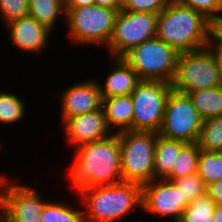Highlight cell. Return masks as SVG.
I'll return each instance as SVG.
<instances>
[{
  "instance_id": "obj_1",
  "label": "cell",
  "mask_w": 222,
  "mask_h": 222,
  "mask_svg": "<svg viewBox=\"0 0 222 222\" xmlns=\"http://www.w3.org/2000/svg\"><path fill=\"white\" fill-rule=\"evenodd\" d=\"M74 151L67 177L75 195L83 188L122 182L121 148L117 133L79 145Z\"/></svg>"
},
{
  "instance_id": "obj_2",
  "label": "cell",
  "mask_w": 222,
  "mask_h": 222,
  "mask_svg": "<svg viewBox=\"0 0 222 222\" xmlns=\"http://www.w3.org/2000/svg\"><path fill=\"white\" fill-rule=\"evenodd\" d=\"M211 21L174 0L158 14L156 37L178 53L197 51L210 43Z\"/></svg>"
},
{
  "instance_id": "obj_3",
  "label": "cell",
  "mask_w": 222,
  "mask_h": 222,
  "mask_svg": "<svg viewBox=\"0 0 222 222\" xmlns=\"http://www.w3.org/2000/svg\"><path fill=\"white\" fill-rule=\"evenodd\" d=\"M76 194L85 222H115L136 207L142 210V185L135 182L83 188Z\"/></svg>"
},
{
  "instance_id": "obj_4",
  "label": "cell",
  "mask_w": 222,
  "mask_h": 222,
  "mask_svg": "<svg viewBox=\"0 0 222 222\" xmlns=\"http://www.w3.org/2000/svg\"><path fill=\"white\" fill-rule=\"evenodd\" d=\"M117 134L121 148L122 181L144 185L154 180V153L158 133L130 130Z\"/></svg>"
},
{
  "instance_id": "obj_5",
  "label": "cell",
  "mask_w": 222,
  "mask_h": 222,
  "mask_svg": "<svg viewBox=\"0 0 222 222\" xmlns=\"http://www.w3.org/2000/svg\"><path fill=\"white\" fill-rule=\"evenodd\" d=\"M118 11L96 4L65 8L63 20L67 23L70 43L80 45H98L107 47Z\"/></svg>"
},
{
  "instance_id": "obj_6",
  "label": "cell",
  "mask_w": 222,
  "mask_h": 222,
  "mask_svg": "<svg viewBox=\"0 0 222 222\" xmlns=\"http://www.w3.org/2000/svg\"><path fill=\"white\" fill-rule=\"evenodd\" d=\"M179 53L154 37L132 48L122 58L135 70L140 80L171 83Z\"/></svg>"
},
{
  "instance_id": "obj_7",
  "label": "cell",
  "mask_w": 222,
  "mask_h": 222,
  "mask_svg": "<svg viewBox=\"0 0 222 222\" xmlns=\"http://www.w3.org/2000/svg\"><path fill=\"white\" fill-rule=\"evenodd\" d=\"M219 86L217 63L208 47L179 53L175 75L171 82L172 90L187 94L195 90Z\"/></svg>"
},
{
  "instance_id": "obj_8",
  "label": "cell",
  "mask_w": 222,
  "mask_h": 222,
  "mask_svg": "<svg viewBox=\"0 0 222 222\" xmlns=\"http://www.w3.org/2000/svg\"><path fill=\"white\" fill-rule=\"evenodd\" d=\"M171 83L141 80L130 94L133 103V131L159 132Z\"/></svg>"
},
{
  "instance_id": "obj_9",
  "label": "cell",
  "mask_w": 222,
  "mask_h": 222,
  "mask_svg": "<svg viewBox=\"0 0 222 222\" xmlns=\"http://www.w3.org/2000/svg\"><path fill=\"white\" fill-rule=\"evenodd\" d=\"M158 14L118 11L107 45L111 57H123L132 48L156 37Z\"/></svg>"
},
{
  "instance_id": "obj_10",
  "label": "cell",
  "mask_w": 222,
  "mask_h": 222,
  "mask_svg": "<svg viewBox=\"0 0 222 222\" xmlns=\"http://www.w3.org/2000/svg\"><path fill=\"white\" fill-rule=\"evenodd\" d=\"M202 122L189 96L171 90L158 135L186 144L198 143Z\"/></svg>"
},
{
  "instance_id": "obj_11",
  "label": "cell",
  "mask_w": 222,
  "mask_h": 222,
  "mask_svg": "<svg viewBox=\"0 0 222 222\" xmlns=\"http://www.w3.org/2000/svg\"><path fill=\"white\" fill-rule=\"evenodd\" d=\"M13 181L16 180L0 175V222H41L46 203L42 194L29 185Z\"/></svg>"
},
{
  "instance_id": "obj_12",
  "label": "cell",
  "mask_w": 222,
  "mask_h": 222,
  "mask_svg": "<svg viewBox=\"0 0 222 222\" xmlns=\"http://www.w3.org/2000/svg\"><path fill=\"white\" fill-rule=\"evenodd\" d=\"M189 203L173 181L154 179L142 185V210L156 218L178 222Z\"/></svg>"
},
{
  "instance_id": "obj_13",
  "label": "cell",
  "mask_w": 222,
  "mask_h": 222,
  "mask_svg": "<svg viewBox=\"0 0 222 222\" xmlns=\"http://www.w3.org/2000/svg\"><path fill=\"white\" fill-rule=\"evenodd\" d=\"M63 132L71 147L105 139L112 135L103 109L66 118L62 122Z\"/></svg>"
},
{
  "instance_id": "obj_14",
  "label": "cell",
  "mask_w": 222,
  "mask_h": 222,
  "mask_svg": "<svg viewBox=\"0 0 222 222\" xmlns=\"http://www.w3.org/2000/svg\"><path fill=\"white\" fill-rule=\"evenodd\" d=\"M61 94V95H60ZM58 98L61 101V122L66 118L101 109L102 98L97 80L89 79L77 84L68 85Z\"/></svg>"
},
{
  "instance_id": "obj_15",
  "label": "cell",
  "mask_w": 222,
  "mask_h": 222,
  "mask_svg": "<svg viewBox=\"0 0 222 222\" xmlns=\"http://www.w3.org/2000/svg\"><path fill=\"white\" fill-rule=\"evenodd\" d=\"M9 32L11 44L26 53H33L37 56L45 52L49 46L50 36L53 34L46 26L38 23L30 16L10 21L5 25ZM49 39V40H48Z\"/></svg>"
},
{
  "instance_id": "obj_16",
  "label": "cell",
  "mask_w": 222,
  "mask_h": 222,
  "mask_svg": "<svg viewBox=\"0 0 222 222\" xmlns=\"http://www.w3.org/2000/svg\"><path fill=\"white\" fill-rule=\"evenodd\" d=\"M112 58L111 71L107 73L103 84L97 81L101 98L130 95L141 81L135 70L122 57Z\"/></svg>"
},
{
  "instance_id": "obj_17",
  "label": "cell",
  "mask_w": 222,
  "mask_h": 222,
  "mask_svg": "<svg viewBox=\"0 0 222 222\" xmlns=\"http://www.w3.org/2000/svg\"><path fill=\"white\" fill-rule=\"evenodd\" d=\"M109 129L115 133L133 131V103L130 95L102 98V107Z\"/></svg>"
},
{
  "instance_id": "obj_18",
  "label": "cell",
  "mask_w": 222,
  "mask_h": 222,
  "mask_svg": "<svg viewBox=\"0 0 222 222\" xmlns=\"http://www.w3.org/2000/svg\"><path fill=\"white\" fill-rule=\"evenodd\" d=\"M186 143L157 136L154 153V179H166L173 167L180 150Z\"/></svg>"
},
{
  "instance_id": "obj_19",
  "label": "cell",
  "mask_w": 222,
  "mask_h": 222,
  "mask_svg": "<svg viewBox=\"0 0 222 222\" xmlns=\"http://www.w3.org/2000/svg\"><path fill=\"white\" fill-rule=\"evenodd\" d=\"M29 16L54 32L58 20L65 17L64 0H28Z\"/></svg>"
},
{
  "instance_id": "obj_20",
  "label": "cell",
  "mask_w": 222,
  "mask_h": 222,
  "mask_svg": "<svg viewBox=\"0 0 222 222\" xmlns=\"http://www.w3.org/2000/svg\"><path fill=\"white\" fill-rule=\"evenodd\" d=\"M202 120L222 115V88L200 89L188 92Z\"/></svg>"
},
{
  "instance_id": "obj_21",
  "label": "cell",
  "mask_w": 222,
  "mask_h": 222,
  "mask_svg": "<svg viewBox=\"0 0 222 222\" xmlns=\"http://www.w3.org/2000/svg\"><path fill=\"white\" fill-rule=\"evenodd\" d=\"M200 150L198 143L186 144L176 156L172 171L166 179L173 181L197 173Z\"/></svg>"
},
{
  "instance_id": "obj_22",
  "label": "cell",
  "mask_w": 222,
  "mask_h": 222,
  "mask_svg": "<svg viewBox=\"0 0 222 222\" xmlns=\"http://www.w3.org/2000/svg\"><path fill=\"white\" fill-rule=\"evenodd\" d=\"M41 222H85L83 210L65 202L47 201L42 208Z\"/></svg>"
},
{
  "instance_id": "obj_23",
  "label": "cell",
  "mask_w": 222,
  "mask_h": 222,
  "mask_svg": "<svg viewBox=\"0 0 222 222\" xmlns=\"http://www.w3.org/2000/svg\"><path fill=\"white\" fill-rule=\"evenodd\" d=\"M197 173L206 186L222 180V151H206L201 149Z\"/></svg>"
},
{
  "instance_id": "obj_24",
  "label": "cell",
  "mask_w": 222,
  "mask_h": 222,
  "mask_svg": "<svg viewBox=\"0 0 222 222\" xmlns=\"http://www.w3.org/2000/svg\"><path fill=\"white\" fill-rule=\"evenodd\" d=\"M17 94L0 90V123L12 125L24 118L26 105Z\"/></svg>"
},
{
  "instance_id": "obj_25",
  "label": "cell",
  "mask_w": 222,
  "mask_h": 222,
  "mask_svg": "<svg viewBox=\"0 0 222 222\" xmlns=\"http://www.w3.org/2000/svg\"><path fill=\"white\" fill-rule=\"evenodd\" d=\"M198 145L206 151H222V115L203 120Z\"/></svg>"
},
{
  "instance_id": "obj_26",
  "label": "cell",
  "mask_w": 222,
  "mask_h": 222,
  "mask_svg": "<svg viewBox=\"0 0 222 222\" xmlns=\"http://www.w3.org/2000/svg\"><path fill=\"white\" fill-rule=\"evenodd\" d=\"M215 206L216 203L204 194L188 204L178 222H214Z\"/></svg>"
},
{
  "instance_id": "obj_27",
  "label": "cell",
  "mask_w": 222,
  "mask_h": 222,
  "mask_svg": "<svg viewBox=\"0 0 222 222\" xmlns=\"http://www.w3.org/2000/svg\"><path fill=\"white\" fill-rule=\"evenodd\" d=\"M173 182L177 185L178 189L189 202L206 194L207 186L198 173L174 179Z\"/></svg>"
},
{
  "instance_id": "obj_28",
  "label": "cell",
  "mask_w": 222,
  "mask_h": 222,
  "mask_svg": "<svg viewBox=\"0 0 222 222\" xmlns=\"http://www.w3.org/2000/svg\"><path fill=\"white\" fill-rule=\"evenodd\" d=\"M0 16L4 26L10 21L29 16L28 0H0Z\"/></svg>"
},
{
  "instance_id": "obj_29",
  "label": "cell",
  "mask_w": 222,
  "mask_h": 222,
  "mask_svg": "<svg viewBox=\"0 0 222 222\" xmlns=\"http://www.w3.org/2000/svg\"><path fill=\"white\" fill-rule=\"evenodd\" d=\"M175 2L190 7L212 21L222 15V0H174Z\"/></svg>"
},
{
  "instance_id": "obj_30",
  "label": "cell",
  "mask_w": 222,
  "mask_h": 222,
  "mask_svg": "<svg viewBox=\"0 0 222 222\" xmlns=\"http://www.w3.org/2000/svg\"><path fill=\"white\" fill-rule=\"evenodd\" d=\"M171 0H122L121 10L159 14Z\"/></svg>"
},
{
  "instance_id": "obj_31",
  "label": "cell",
  "mask_w": 222,
  "mask_h": 222,
  "mask_svg": "<svg viewBox=\"0 0 222 222\" xmlns=\"http://www.w3.org/2000/svg\"><path fill=\"white\" fill-rule=\"evenodd\" d=\"M209 49H222V15L211 21Z\"/></svg>"
},
{
  "instance_id": "obj_32",
  "label": "cell",
  "mask_w": 222,
  "mask_h": 222,
  "mask_svg": "<svg viewBox=\"0 0 222 222\" xmlns=\"http://www.w3.org/2000/svg\"><path fill=\"white\" fill-rule=\"evenodd\" d=\"M206 194L216 203V205L222 204V180L207 185Z\"/></svg>"
},
{
  "instance_id": "obj_33",
  "label": "cell",
  "mask_w": 222,
  "mask_h": 222,
  "mask_svg": "<svg viewBox=\"0 0 222 222\" xmlns=\"http://www.w3.org/2000/svg\"><path fill=\"white\" fill-rule=\"evenodd\" d=\"M95 4L101 7L120 11L122 7V0H95Z\"/></svg>"
},
{
  "instance_id": "obj_34",
  "label": "cell",
  "mask_w": 222,
  "mask_h": 222,
  "mask_svg": "<svg viewBox=\"0 0 222 222\" xmlns=\"http://www.w3.org/2000/svg\"><path fill=\"white\" fill-rule=\"evenodd\" d=\"M65 8H79L95 4V0H64Z\"/></svg>"
},
{
  "instance_id": "obj_35",
  "label": "cell",
  "mask_w": 222,
  "mask_h": 222,
  "mask_svg": "<svg viewBox=\"0 0 222 222\" xmlns=\"http://www.w3.org/2000/svg\"><path fill=\"white\" fill-rule=\"evenodd\" d=\"M215 56V60L217 63L218 71H219V83L222 88V49H210Z\"/></svg>"
},
{
  "instance_id": "obj_36",
  "label": "cell",
  "mask_w": 222,
  "mask_h": 222,
  "mask_svg": "<svg viewBox=\"0 0 222 222\" xmlns=\"http://www.w3.org/2000/svg\"><path fill=\"white\" fill-rule=\"evenodd\" d=\"M214 222H222V204L215 206L213 211Z\"/></svg>"
}]
</instances>
